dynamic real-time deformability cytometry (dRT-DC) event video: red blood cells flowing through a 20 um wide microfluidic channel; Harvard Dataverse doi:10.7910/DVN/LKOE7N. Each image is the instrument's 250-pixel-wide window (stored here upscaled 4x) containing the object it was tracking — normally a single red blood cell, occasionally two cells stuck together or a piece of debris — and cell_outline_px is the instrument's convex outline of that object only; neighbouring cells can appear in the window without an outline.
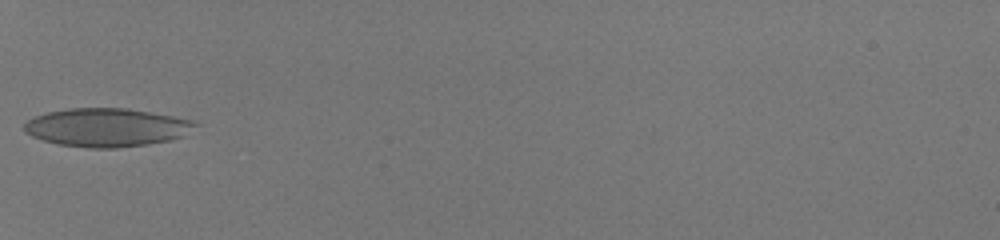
{"species": "human", "species_latin": "Homo sapiens", "temperature_condition": "room temperature", "stored_images_in_passage": 22, "camera_frame_rate_fps": 3000, "um_per_image_px": 0.085, "donor": {"sex": "male"}, "frame": {"image": 1, "passage_image": 1, "time_ms": 0.0, "image_size_px": [1000, 240], "cell_outline_px": [[200, 124], [184, 136], [172, 140], [148, 144], [116, 148], [88, 148], [60, 144], [44, 140], [32, 136], [24, 132], [24, 124], [32, 116], [48, 112], [68, 108], [128, 108], [172, 116], [192, 120]], "centroid_in_image_um": [9.08, 10.83], "position_along_channel_um": 75.9, "area_um2": 38.44}}
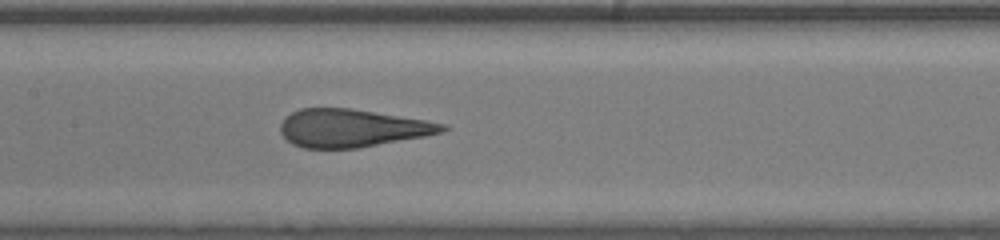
{"frame": {"image": 2, "passage_image": 9, "time_ms": 2.667, "image_size_px": [1000, 240], "cell_outline_px": [[448, 128], [444, 132], [424, 136], [356, 148], [304, 148], [292, 144], [280, 132], [280, 124], [284, 116], [300, 108], [348, 108], [428, 120], [448, 124]], "centroid_in_image_um": [29.91, 10.88], "position_along_channel_um": 177.5, "area_um2": 35.72}}
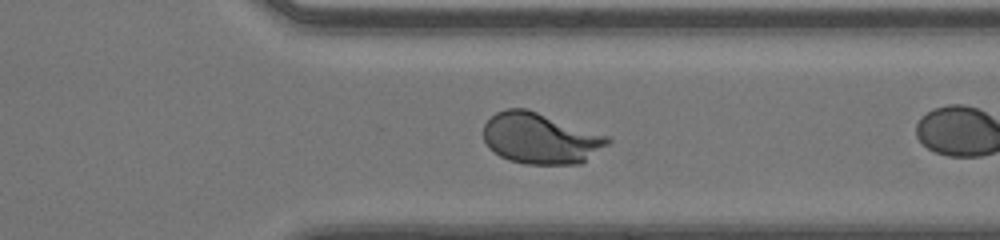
{"frame": {"image": 3, "passage_image": 20, "time_ms": 6.333, "image_size_px": [1000, 240], "cell_outline_px": [[612, 140], [608, 144], [580, 164], [528, 164], [508, 160], [500, 156], [488, 148], [484, 140], [484, 124], [496, 112], [504, 108], [528, 108], [608, 136]], "centroid_in_image_um": [45.91, 11.75], "position_along_channel_um": 365.5, "area_um2": 36.93}}